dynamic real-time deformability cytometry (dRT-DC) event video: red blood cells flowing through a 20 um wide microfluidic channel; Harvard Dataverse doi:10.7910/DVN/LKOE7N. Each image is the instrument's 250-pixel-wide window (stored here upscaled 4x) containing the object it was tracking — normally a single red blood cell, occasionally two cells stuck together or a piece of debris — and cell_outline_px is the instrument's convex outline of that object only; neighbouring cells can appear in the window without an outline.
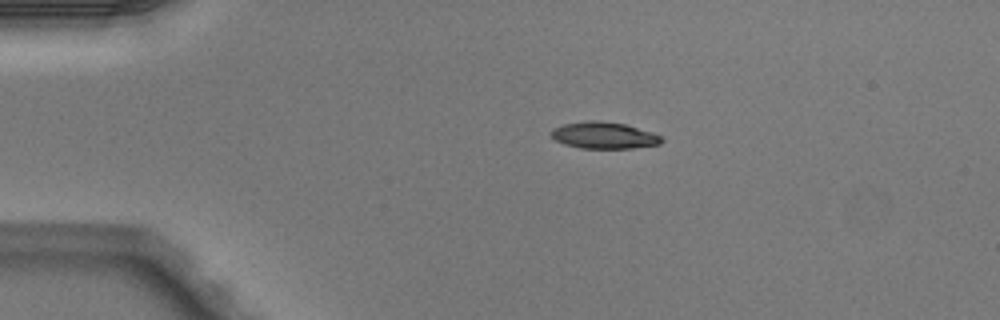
{"species": "Egyptian fruit bat (a non-hibernating species)", "species_latin": "Rousettus aegyptiacus", "temperature_condition": "warm", "stored_images_in_passage": 2, "camera_frame_rate_fps": 3000, "um_per_image_px": 0.085, "animal": {"sex": "male"}, "frame": {"image": 1, "passage_image": 1, "time_ms": 0.0, "image_size_px": [1000, 320], "cell_outline_px": [[664, 140], [660, 144], [632, 148], [580, 148], [564, 144], [556, 140], [552, 136], [552, 128], [564, 124], [588, 120], [600, 120], [624, 124], [652, 132], [660, 136]], "centroid_in_image_um": [51.34, 11.5], "position_along_channel_um": 33.7, "area_um2": 17.05}}